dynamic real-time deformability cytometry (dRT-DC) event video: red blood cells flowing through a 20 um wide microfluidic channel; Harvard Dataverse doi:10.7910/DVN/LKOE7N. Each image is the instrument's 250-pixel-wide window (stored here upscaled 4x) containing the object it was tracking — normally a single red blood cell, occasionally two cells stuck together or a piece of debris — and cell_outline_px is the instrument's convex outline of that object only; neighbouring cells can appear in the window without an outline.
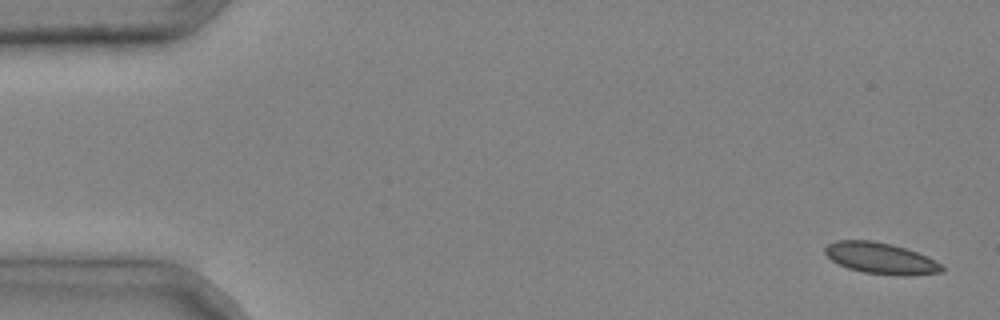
{"species": "common noctule bat (a hibernating species)", "species_latin": "Nyctalus noctula", "temperature_condition": "cold", "stored_images_in_passage": 4, "camera_frame_rate_fps": 3000, "um_per_image_px": 0.085, "animal": {"sex": "male", "body_mass_g": 20.4}, "frame": {"image": 1, "passage_image": 1, "time_ms": 0.0, "image_size_px": [1000, 320], "cell_outline_px": [[944, 272], [904, 276], [864, 272], [848, 268], [832, 260], [824, 252], [824, 248], [828, 244], [836, 240], [872, 240], [892, 244], [928, 256], [940, 264], [944, 268]], "centroid_in_image_um": [74.87, 21.95], "position_along_channel_um": 10.1, "area_um2": 21.15}}
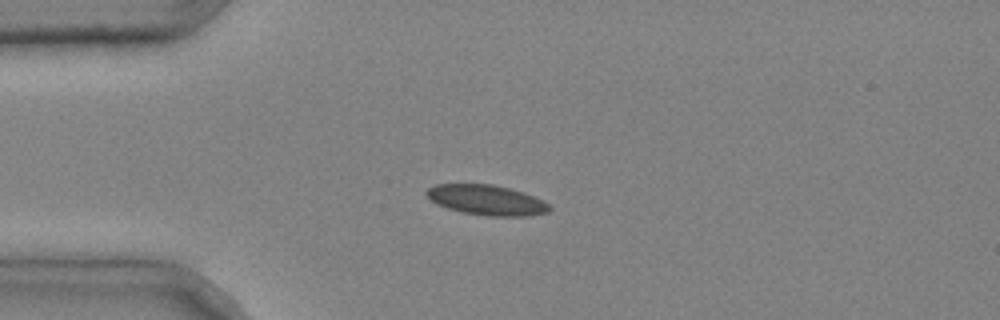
{"frame": {"image": 2, "passage_image": 3, "time_ms": 0.667, "image_size_px": [1000, 320], "cell_outline_px": [[552, 208], [548, 212], [528, 216], [488, 216], [464, 212], [448, 208], [436, 204], [424, 192], [428, 188], [436, 184], [492, 184], [524, 192], [544, 200]], "centroid_in_image_um": [41.39, 17.0], "position_along_channel_um": 43.6, "area_um2": 21.56}}